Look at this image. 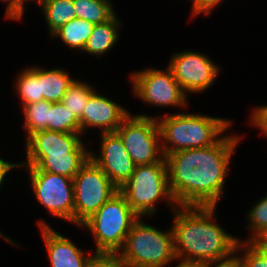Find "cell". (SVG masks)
<instances>
[{
  "label": "cell",
  "instance_id": "1",
  "mask_svg": "<svg viewBox=\"0 0 267 267\" xmlns=\"http://www.w3.org/2000/svg\"><path fill=\"white\" fill-rule=\"evenodd\" d=\"M240 135L225 133L214 145L165 155L169 188L177 206H217L224 197Z\"/></svg>",
  "mask_w": 267,
  "mask_h": 267
},
{
  "label": "cell",
  "instance_id": "2",
  "mask_svg": "<svg viewBox=\"0 0 267 267\" xmlns=\"http://www.w3.org/2000/svg\"><path fill=\"white\" fill-rule=\"evenodd\" d=\"M217 206H177L172 213L176 258L207 263L236 253L238 237L217 224ZM215 221V222H214Z\"/></svg>",
  "mask_w": 267,
  "mask_h": 267
},
{
  "label": "cell",
  "instance_id": "3",
  "mask_svg": "<svg viewBox=\"0 0 267 267\" xmlns=\"http://www.w3.org/2000/svg\"><path fill=\"white\" fill-rule=\"evenodd\" d=\"M164 156L217 143L231 127V119L199 113L177 112L155 116Z\"/></svg>",
  "mask_w": 267,
  "mask_h": 267
},
{
  "label": "cell",
  "instance_id": "4",
  "mask_svg": "<svg viewBox=\"0 0 267 267\" xmlns=\"http://www.w3.org/2000/svg\"><path fill=\"white\" fill-rule=\"evenodd\" d=\"M139 217L118 252L125 267H166L176 261L172 227L162 231Z\"/></svg>",
  "mask_w": 267,
  "mask_h": 267
},
{
  "label": "cell",
  "instance_id": "5",
  "mask_svg": "<svg viewBox=\"0 0 267 267\" xmlns=\"http://www.w3.org/2000/svg\"><path fill=\"white\" fill-rule=\"evenodd\" d=\"M119 191L139 217H152L161 201H164L172 212L177 207L169 188L165 158L154 164L136 165L131 177Z\"/></svg>",
  "mask_w": 267,
  "mask_h": 267
},
{
  "label": "cell",
  "instance_id": "6",
  "mask_svg": "<svg viewBox=\"0 0 267 267\" xmlns=\"http://www.w3.org/2000/svg\"><path fill=\"white\" fill-rule=\"evenodd\" d=\"M138 218L124 195L118 191L79 228L93 236L95 253L118 254Z\"/></svg>",
  "mask_w": 267,
  "mask_h": 267
},
{
  "label": "cell",
  "instance_id": "7",
  "mask_svg": "<svg viewBox=\"0 0 267 267\" xmlns=\"http://www.w3.org/2000/svg\"><path fill=\"white\" fill-rule=\"evenodd\" d=\"M115 132L135 165L154 164L165 158L154 116L130 113Z\"/></svg>",
  "mask_w": 267,
  "mask_h": 267
},
{
  "label": "cell",
  "instance_id": "8",
  "mask_svg": "<svg viewBox=\"0 0 267 267\" xmlns=\"http://www.w3.org/2000/svg\"><path fill=\"white\" fill-rule=\"evenodd\" d=\"M74 225L79 228L119 189L90 158L73 178Z\"/></svg>",
  "mask_w": 267,
  "mask_h": 267
},
{
  "label": "cell",
  "instance_id": "9",
  "mask_svg": "<svg viewBox=\"0 0 267 267\" xmlns=\"http://www.w3.org/2000/svg\"><path fill=\"white\" fill-rule=\"evenodd\" d=\"M129 77L132 94L149 106L181 109L189 106L188 96L168 67L162 70L150 66L131 72Z\"/></svg>",
  "mask_w": 267,
  "mask_h": 267
},
{
  "label": "cell",
  "instance_id": "10",
  "mask_svg": "<svg viewBox=\"0 0 267 267\" xmlns=\"http://www.w3.org/2000/svg\"><path fill=\"white\" fill-rule=\"evenodd\" d=\"M19 168L27 171L29 186L33 190L36 201L46 209L48 215L74 225L73 179L39 171L36 167Z\"/></svg>",
  "mask_w": 267,
  "mask_h": 267
},
{
  "label": "cell",
  "instance_id": "11",
  "mask_svg": "<svg viewBox=\"0 0 267 267\" xmlns=\"http://www.w3.org/2000/svg\"><path fill=\"white\" fill-rule=\"evenodd\" d=\"M171 56L167 67L187 96L209 90L219 77L221 67L203 52L185 49Z\"/></svg>",
  "mask_w": 267,
  "mask_h": 267
},
{
  "label": "cell",
  "instance_id": "12",
  "mask_svg": "<svg viewBox=\"0 0 267 267\" xmlns=\"http://www.w3.org/2000/svg\"><path fill=\"white\" fill-rule=\"evenodd\" d=\"M100 153L90 149L89 158L102 169L110 181L119 189L131 177L135 169L120 136L116 132L100 134Z\"/></svg>",
  "mask_w": 267,
  "mask_h": 267
},
{
  "label": "cell",
  "instance_id": "13",
  "mask_svg": "<svg viewBox=\"0 0 267 267\" xmlns=\"http://www.w3.org/2000/svg\"><path fill=\"white\" fill-rule=\"evenodd\" d=\"M101 94L96 90L84 108L80 121L82 135H85L84 133L91 128L100 129V134L115 132L122 121L131 113L120 103Z\"/></svg>",
  "mask_w": 267,
  "mask_h": 267
},
{
  "label": "cell",
  "instance_id": "14",
  "mask_svg": "<svg viewBox=\"0 0 267 267\" xmlns=\"http://www.w3.org/2000/svg\"><path fill=\"white\" fill-rule=\"evenodd\" d=\"M51 267H85L91 251L85 252L70 238L54 230L45 219L37 221Z\"/></svg>",
  "mask_w": 267,
  "mask_h": 267
},
{
  "label": "cell",
  "instance_id": "15",
  "mask_svg": "<svg viewBox=\"0 0 267 267\" xmlns=\"http://www.w3.org/2000/svg\"><path fill=\"white\" fill-rule=\"evenodd\" d=\"M81 133L43 130L32 134L24 146L25 156H50L70 152H90Z\"/></svg>",
  "mask_w": 267,
  "mask_h": 267
},
{
  "label": "cell",
  "instance_id": "16",
  "mask_svg": "<svg viewBox=\"0 0 267 267\" xmlns=\"http://www.w3.org/2000/svg\"><path fill=\"white\" fill-rule=\"evenodd\" d=\"M90 152H70L50 156H25L19 167H36L39 171L74 178L80 168L89 160Z\"/></svg>",
  "mask_w": 267,
  "mask_h": 267
},
{
  "label": "cell",
  "instance_id": "17",
  "mask_svg": "<svg viewBox=\"0 0 267 267\" xmlns=\"http://www.w3.org/2000/svg\"><path fill=\"white\" fill-rule=\"evenodd\" d=\"M118 17L116 13L110 20L95 25L82 52L95 57H101L110 52L121 37V32L119 31L122 26V21Z\"/></svg>",
  "mask_w": 267,
  "mask_h": 267
},
{
  "label": "cell",
  "instance_id": "18",
  "mask_svg": "<svg viewBox=\"0 0 267 267\" xmlns=\"http://www.w3.org/2000/svg\"><path fill=\"white\" fill-rule=\"evenodd\" d=\"M75 79L63 68L46 69L40 67V88L44 100L51 103L61 102L68 87Z\"/></svg>",
  "mask_w": 267,
  "mask_h": 267
},
{
  "label": "cell",
  "instance_id": "19",
  "mask_svg": "<svg viewBox=\"0 0 267 267\" xmlns=\"http://www.w3.org/2000/svg\"><path fill=\"white\" fill-rule=\"evenodd\" d=\"M36 3L42 10L50 37L70 20L76 18L73 0H36Z\"/></svg>",
  "mask_w": 267,
  "mask_h": 267
},
{
  "label": "cell",
  "instance_id": "20",
  "mask_svg": "<svg viewBox=\"0 0 267 267\" xmlns=\"http://www.w3.org/2000/svg\"><path fill=\"white\" fill-rule=\"evenodd\" d=\"M95 25L87 20L74 18L58 29L50 38L59 39L69 50L83 51Z\"/></svg>",
  "mask_w": 267,
  "mask_h": 267
},
{
  "label": "cell",
  "instance_id": "21",
  "mask_svg": "<svg viewBox=\"0 0 267 267\" xmlns=\"http://www.w3.org/2000/svg\"><path fill=\"white\" fill-rule=\"evenodd\" d=\"M14 82V90L20 101V107L25 104L38 102L44 100L40 88V67L33 65L31 67H24Z\"/></svg>",
  "mask_w": 267,
  "mask_h": 267
},
{
  "label": "cell",
  "instance_id": "22",
  "mask_svg": "<svg viewBox=\"0 0 267 267\" xmlns=\"http://www.w3.org/2000/svg\"><path fill=\"white\" fill-rule=\"evenodd\" d=\"M112 3L111 0H73L76 18L94 25L106 22L116 14Z\"/></svg>",
  "mask_w": 267,
  "mask_h": 267
},
{
  "label": "cell",
  "instance_id": "23",
  "mask_svg": "<svg viewBox=\"0 0 267 267\" xmlns=\"http://www.w3.org/2000/svg\"><path fill=\"white\" fill-rule=\"evenodd\" d=\"M51 102L40 100L38 102L25 104L21 107L24 116L23 129L25 131V141L34 133L48 128L49 109Z\"/></svg>",
  "mask_w": 267,
  "mask_h": 267
},
{
  "label": "cell",
  "instance_id": "24",
  "mask_svg": "<svg viewBox=\"0 0 267 267\" xmlns=\"http://www.w3.org/2000/svg\"><path fill=\"white\" fill-rule=\"evenodd\" d=\"M89 82L81 81L78 78L68 87L61 102L74 113L75 117L81 121L84 108L90 96L96 91Z\"/></svg>",
  "mask_w": 267,
  "mask_h": 267
},
{
  "label": "cell",
  "instance_id": "25",
  "mask_svg": "<svg viewBox=\"0 0 267 267\" xmlns=\"http://www.w3.org/2000/svg\"><path fill=\"white\" fill-rule=\"evenodd\" d=\"M46 130L62 133H81L80 121L62 102L52 103Z\"/></svg>",
  "mask_w": 267,
  "mask_h": 267
},
{
  "label": "cell",
  "instance_id": "26",
  "mask_svg": "<svg viewBox=\"0 0 267 267\" xmlns=\"http://www.w3.org/2000/svg\"><path fill=\"white\" fill-rule=\"evenodd\" d=\"M246 228L251 233L248 235V239L244 240L238 237L240 242H258L263 236L267 234V194L260 198L251 209H249L247 215Z\"/></svg>",
  "mask_w": 267,
  "mask_h": 267
},
{
  "label": "cell",
  "instance_id": "27",
  "mask_svg": "<svg viewBox=\"0 0 267 267\" xmlns=\"http://www.w3.org/2000/svg\"><path fill=\"white\" fill-rule=\"evenodd\" d=\"M236 253L240 258L242 267H267V249L259 242L239 241Z\"/></svg>",
  "mask_w": 267,
  "mask_h": 267
},
{
  "label": "cell",
  "instance_id": "28",
  "mask_svg": "<svg viewBox=\"0 0 267 267\" xmlns=\"http://www.w3.org/2000/svg\"><path fill=\"white\" fill-rule=\"evenodd\" d=\"M85 267H125L116 253H93Z\"/></svg>",
  "mask_w": 267,
  "mask_h": 267
},
{
  "label": "cell",
  "instance_id": "29",
  "mask_svg": "<svg viewBox=\"0 0 267 267\" xmlns=\"http://www.w3.org/2000/svg\"><path fill=\"white\" fill-rule=\"evenodd\" d=\"M250 113L249 123L267 138V105L253 107Z\"/></svg>",
  "mask_w": 267,
  "mask_h": 267
},
{
  "label": "cell",
  "instance_id": "30",
  "mask_svg": "<svg viewBox=\"0 0 267 267\" xmlns=\"http://www.w3.org/2000/svg\"><path fill=\"white\" fill-rule=\"evenodd\" d=\"M7 4L6 11H5V19L10 20H16L20 21L23 18V15L25 13V3L27 2H34L36 3V0H0Z\"/></svg>",
  "mask_w": 267,
  "mask_h": 267
},
{
  "label": "cell",
  "instance_id": "31",
  "mask_svg": "<svg viewBox=\"0 0 267 267\" xmlns=\"http://www.w3.org/2000/svg\"><path fill=\"white\" fill-rule=\"evenodd\" d=\"M192 7H191V17L199 16L200 14L209 16L211 15V11L224 0H191Z\"/></svg>",
  "mask_w": 267,
  "mask_h": 267
},
{
  "label": "cell",
  "instance_id": "32",
  "mask_svg": "<svg viewBox=\"0 0 267 267\" xmlns=\"http://www.w3.org/2000/svg\"><path fill=\"white\" fill-rule=\"evenodd\" d=\"M203 267H242V266L238 254L234 253L229 258L204 263Z\"/></svg>",
  "mask_w": 267,
  "mask_h": 267
},
{
  "label": "cell",
  "instance_id": "33",
  "mask_svg": "<svg viewBox=\"0 0 267 267\" xmlns=\"http://www.w3.org/2000/svg\"><path fill=\"white\" fill-rule=\"evenodd\" d=\"M1 154V153H0ZM20 163L9 162L0 156V190L4 184V180L9 172H12L15 168L19 169ZM12 170V171H11Z\"/></svg>",
  "mask_w": 267,
  "mask_h": 267
},
{
  "label": "cell",
  "instance_id": "34",
  "mask_svg": "<svg viewBox=\"0 0 267 267\" xmlns=\"http://www.w3.org/2000/svg\"><path fill=\"white\" fill-rule=\"evenodd\" d=\"M176 261L178 263L175 265V267H203V263L200 262L185 261L180 259H176Z\"/></svg>",
  "mask_w": 267,
  "mask_h": 267
},
{
  "label": "cell",
  "instance_id": "35",
  "mask_svg": "<svg viewBox=\"0 0 267 267\" xmlns=\"http://www.w3.org/2000/svg\"><path fill=\"white\" fill-rule=\"evenodd\" d=\"M0 237H1V238H4V239H5L7 242H9V244H11V245H14V246H16V247L19 245L18 243H16V241L10 239V237L7 236V235H5L2 231H0Z\"/></svg>",
  "mask_w": 267,
  "mask_h": 267
},
{
  "label": "cell",
  "instance_id": "36",
  "mask_svg": "<svg viewBox=\"0 0 267 267\" xmlns=\"http://www.w3.org/2000/svg\"><path fill=\"white\" fill-rule=\"evenodd\" d=\"M263 247L267 249V234L258 241Z\"/></svg>",
  "mask_w": 267,
  "mask_h": 267
}]
</instances>
